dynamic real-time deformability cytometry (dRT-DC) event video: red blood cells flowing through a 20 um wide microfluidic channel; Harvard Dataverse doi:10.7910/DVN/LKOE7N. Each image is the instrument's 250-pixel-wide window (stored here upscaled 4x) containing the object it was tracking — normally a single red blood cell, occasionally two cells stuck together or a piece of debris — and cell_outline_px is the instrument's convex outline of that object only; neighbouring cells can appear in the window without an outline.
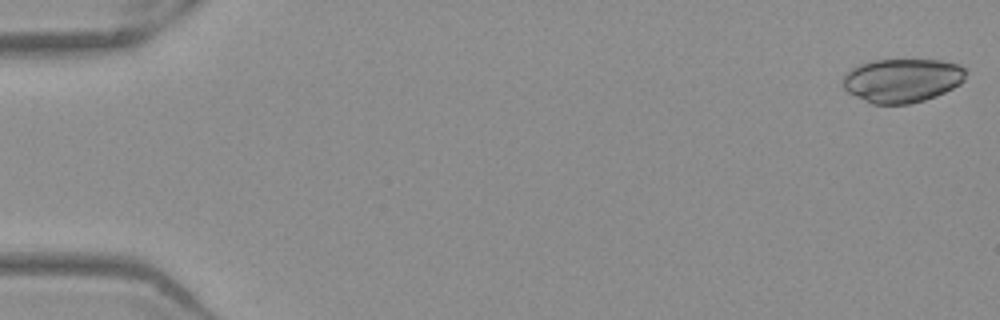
{"species": "Egyptian fruit bat (a non-hibernating species)", "species_latin": "Rousettus aegyptiacus", "temperature_condition": "warm", "stored_images_in_passage": 52, "camera_frame_rate_fps": 3000, "um_per_image_px": 0.085, "frame": {"image": 1, "passage_image": 1, "time_ms": 0.0, "image_size_px": [1000, 320], "cell_outline_px": [[964, 80], [960, 84], [936, 96], [924, 100], [908, 104], [872, 104], [848, 92], [840, 84], [844, 76], [852, 68], [860, 64], [872, 60], [940, 60], [960, 64], [964, 68]], "centroid_in_image_um": [76.67, 6.83], "position_along_channel_um": 8.3, "area_um2": 31.39}}
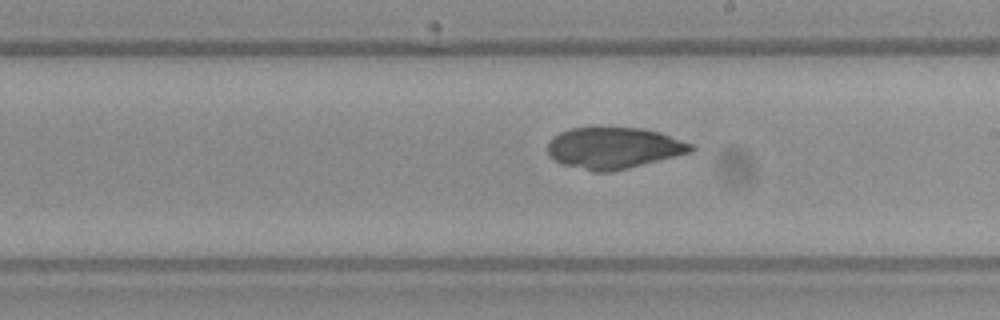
{"frame": {"image": 2, "passage_image": 30, "time_ms": 9.667, "image_size_px": [1000, 320], "cell_outline_px": [[696, 148], [692, 152], [612, 172], [592, 172], [560, 164], [552, 160], [548, 156], [548, 140], [552, 136], [568, 128], [592, 124], [600, 124], [644, 128], [660, 132], [692, 144]], "centroid_in_image_um": [52.09, 12.53], "position_along_channel_um": 236.9, "area_um2": 36.13}}
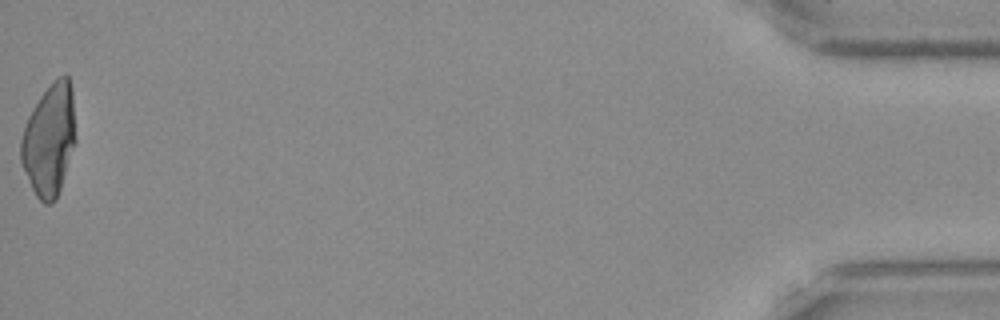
{"frame": {"image": 3, "passage_image": 52, "time_ms": 17.0, "image_size_px": [1000, 320], "cell_outline_px": [[76, 140], [56, 200], [52, 204], [44, 204], [36, 196], [32, 188], [20, 160], [20, 140], [28, 116], [32, 108], [40, 96], [52, 80], [60, 76], [68, 76], [72, 92]], "centroid_in_image_um": [4.18, 11.88], "position_along_channel_um": 431.0, "area_um2": 35.55}}